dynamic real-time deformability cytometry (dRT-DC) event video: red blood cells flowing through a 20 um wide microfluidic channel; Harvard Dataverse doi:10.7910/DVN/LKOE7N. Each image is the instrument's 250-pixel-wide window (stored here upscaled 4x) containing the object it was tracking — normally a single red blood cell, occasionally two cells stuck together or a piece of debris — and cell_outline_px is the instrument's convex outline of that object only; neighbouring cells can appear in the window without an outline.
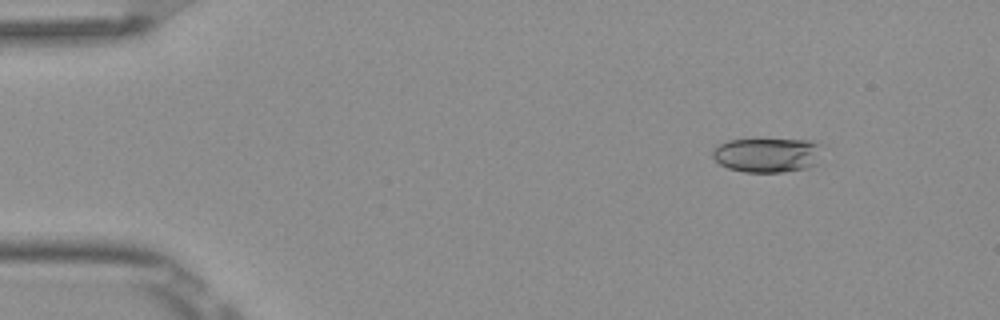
{"species": "Egyptian fruit bat (a non-hibernating species)", "species_latin": "Rousettus aegyptiacus", "temperature_condition": "room temperature", "stored_images_in_passage": 6, "camera_frame_rate_fps": 3000, "um_per_image_px": 0.085, "frame": {"image": 1, "passage_image": 1, "time_ms": 0.0, "image_size_px": [1000, 320], "cell_outline_px": [[820, 164], [808, 168], [784, 172], [744, 172], [728, 168], [720, 164], [712, 156], [712, 152], [720, 144], [728, 140], [812, 140], [820, 144]], "centroid_in_image_um": [65.27, 13.19], "position_along_channel_um": 19.7, "area_um2": 22.14}}
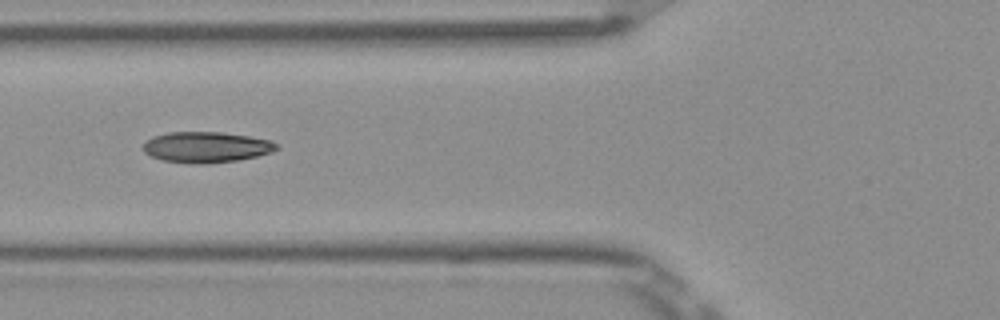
{"frame": {"image": 2, "passage_image": 5, "time_ms": 1.333, "image_size_px": [1000, 320], "cell_outline_px": [[280, 148], [272, 152], [256, 156], [236, 160], [208, 164], [192, 164], [160, 160], [144, 152], [144, 144], [152, 136], [168, 132], [220, 132], [248, 136], [272, 140]], "centroid_in_image_um": [17.53, 12.51], "position_along_channel_um": 108.3, "area_um2": 23.99}}
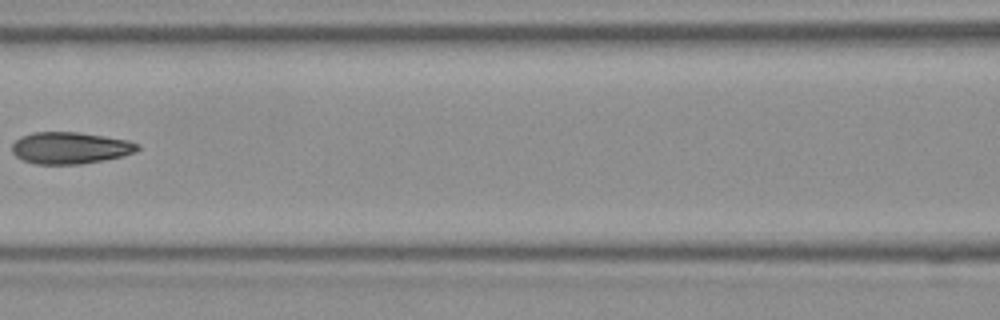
{"frame": {"image": 3, "passage_image": 6, "time_ms": 1.667, "image_size_px": [1000, 320], "cell_outline_px": [[140, 148], [136, 152], [124, 156], [104, 160], [80, 164], [36, 164], [24, 160], [16, 156], [12, 152], [12, 144], [20, 136], [32, 132], [80, 132], [128, 140], [140, 144]], "centroid_in_image_um": [5.99, 12.57], "position_along_channel_um": 160.6, "area_um2": 23.41}}